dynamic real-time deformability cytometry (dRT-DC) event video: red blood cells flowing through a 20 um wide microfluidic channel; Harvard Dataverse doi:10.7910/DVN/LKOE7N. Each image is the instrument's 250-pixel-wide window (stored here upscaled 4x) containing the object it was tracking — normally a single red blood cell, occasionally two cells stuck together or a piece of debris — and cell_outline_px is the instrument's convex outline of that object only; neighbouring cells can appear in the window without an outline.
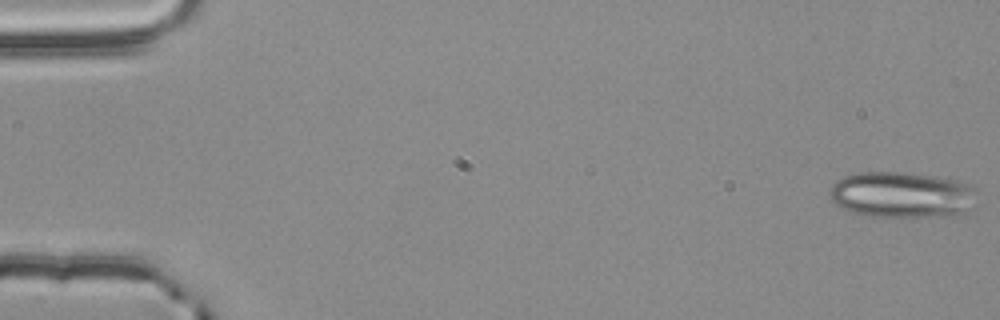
{"species": "common noctule bat (a hibernating species)", "species_latin": "Nyctalus noctula", "temperature_condition": "room temperature", "stored_images_in_passage": 55, "camera_frame_rate_fps": 3000, "um_per_image_px": 0.085, "animal": {"sex": "male", "body_mass_g": 20.4}, "frame": {"image": 1, "passage_image": 1, "time_ms": 0.0, "image_size_px": [1000, 320], "cell_outline_px": [[976, 188], [964, 208], [960, 212], [924, 216], [868, 216], [840, 208], [832, 200], [828, 192], [832, 184], [836, 180], [844, 176], [860, 172], [900, 172], [936, 176], [956, 180], [968, 184]], "centroid_in_image_um": [76.48, 16.51], "position_along_channel_um": 8.5, "area_um2": 38.32}}
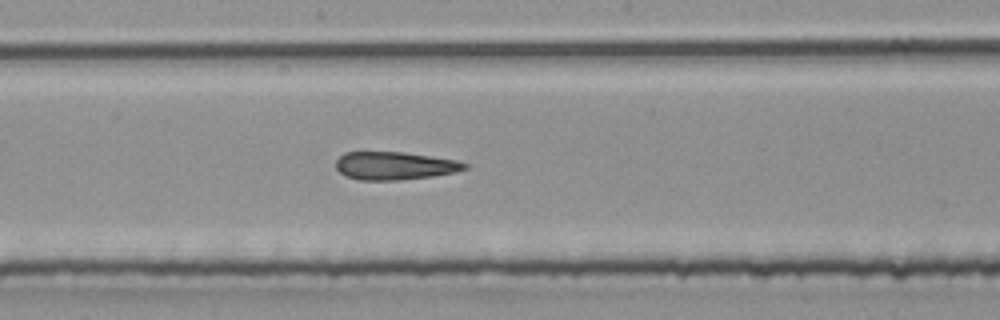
{"frame": {"image": 2, "passage_image": 30, "time_ms": 9.667, "image_size_px": [1000, 320], "cell_outline_px": [[468, 168], [456, 172], [432, 176], [396, 180], [360, 180], [344, 176], [336, 168], [336, 160], [344, 152], [404, 152], [456, 160], [468, 164]], "centroid_in_image_um": [33.53, 14.09], "position_along_channel_um": 214.7, "area_um2": 20.98}}
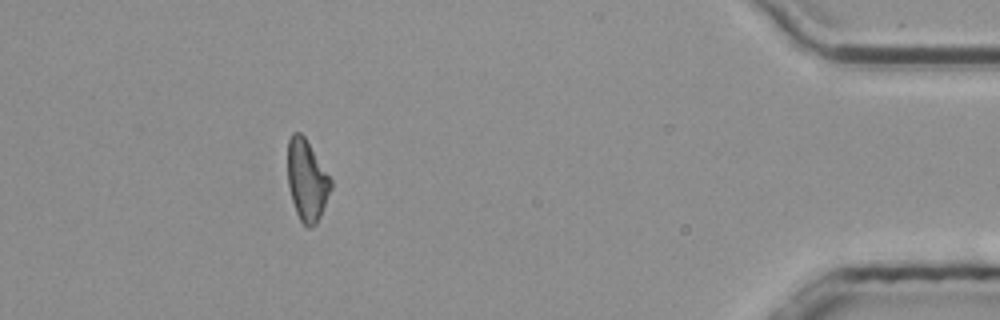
{"frame": {"image": 3, "passage_image": 50, "time_ms": 16.333, "image_size_px": [1000, 320], "cell_outline_px": [[332, 188], [320, 216], [316, 224], [312, 228], [308, 228], [300, 220], [296, 212], [292, 200], [288, 184], [288, 140], [292, 132], [300, 132], [304, 136], [332, 180]], "centroid_in_image_um": [26.08, 15.33], "position_along_channel_um": 409.1, "area_um2": 20.29}, "authors_computed_cell_mechanics": {"area_um2": 21.7906, "velocity_mm_per_s": 3.7875, "shape_relaxation_time_tau1_ms": null, "shape_relaxation_time_tau2_ms": 4.0238, "deformation_change_tau1": null, "deformation_change_tau2": 0.1477}}